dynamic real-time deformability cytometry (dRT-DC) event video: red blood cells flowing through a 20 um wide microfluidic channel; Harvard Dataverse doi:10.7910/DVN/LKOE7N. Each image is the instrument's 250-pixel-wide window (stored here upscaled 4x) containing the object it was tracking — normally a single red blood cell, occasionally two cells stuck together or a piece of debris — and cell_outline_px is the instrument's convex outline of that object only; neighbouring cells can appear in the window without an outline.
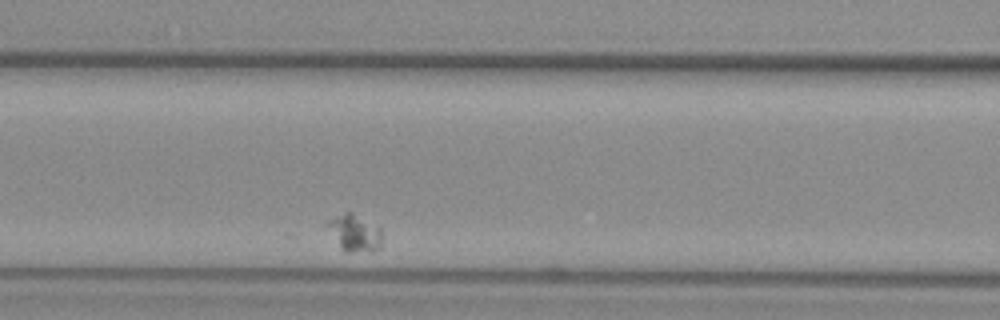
{"species": "common noctule bat (a hibernating species)", "species_latin": "Nyctalus noctula", "temperature_condition": "warm", "stored_images_in_passage": 38, "camera_frame_rate_fps": 3000, "um_per_image_px": 0.085, "animal": {"sex": "female", "body_mass_g": 29.2, "forearm_length_mm": 56.3}, "frame": {"image": 1, "passage_image": 13, "time_ms": 4.0, "image_size_px": [1000, 320], "cell_outline_px": [[380, 248], [372, 252], [344, 252], [324, 224], [328, 220], [348, 212], [352, 212], [380, 228]], "centroid_in_image_um": [30.12, 19.83], "position_along_channel_um": 136.5, "area_um2": 11.56}}
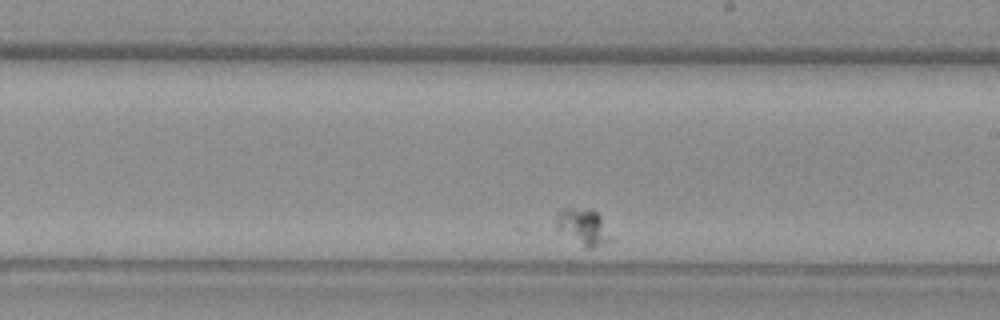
{"frame": {"image": 2, "passage_image": 23, "time_ms": 7.333, "image_size_px": [1000, 320], "cell_outline_px": [[608, 240], [604, 244], [592, 248], [584, 248], [556, 228], [556, 216], [564, 208], [592, 208], [600, 216], [608, 236]], "centroid_in_image_um": [49.5, 19.27], "position_along_channel_um": 239.5, "area_um2": 11.16}}
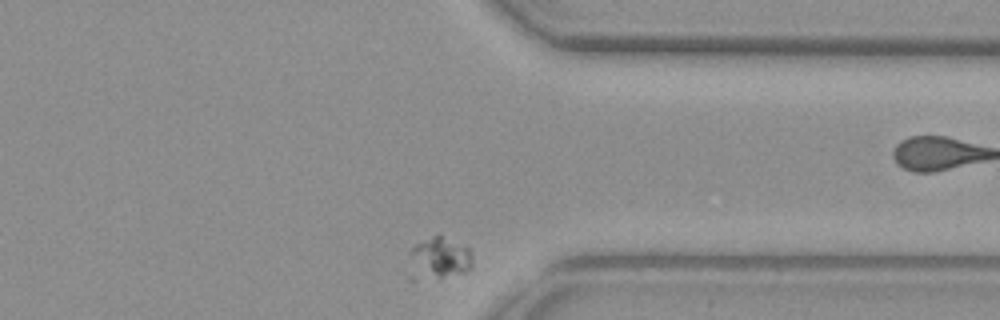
{"frame": {"image": 3, "passage_image": 36, "time_ms": 11.667, "image_size_px": [1000, 320], "cell_outline_px": [[472, 268], [464, 272], [440, 276], [432, 272], [412, 252], [412, 248], [416, 244], [432, 236], [440, 236], [468, 248], [472, 256]], "centroid_in_image_um": [37.69, 21.75], "position_along_channel_um": 373.7, "area_um2": 12.08}}